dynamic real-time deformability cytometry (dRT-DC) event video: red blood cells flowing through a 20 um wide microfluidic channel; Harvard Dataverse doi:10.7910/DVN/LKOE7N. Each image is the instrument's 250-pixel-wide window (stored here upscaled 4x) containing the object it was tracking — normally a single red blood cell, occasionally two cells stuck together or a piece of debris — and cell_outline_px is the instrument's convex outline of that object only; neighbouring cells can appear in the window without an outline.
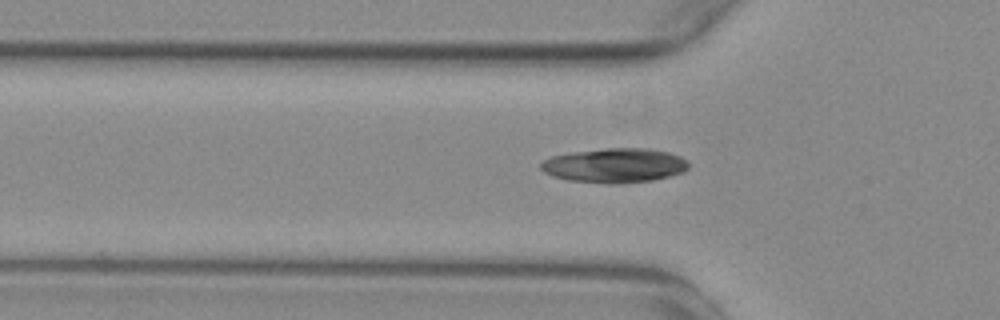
{"species": "common noctule bat (a hibernating species)", "species_latin": "Nyctalus noctula", "temperature_condition": "warm", "stored_images_in_passage": 34, "camera_frame_rate_fps": 3000, "um_per_image_px": 0.085, "animal": {"sex": "female", "body_mass_g": 29.2, "forearm_length_mm": 56.3}, "frame": {"image": 1, "passage_image": 2, "time_ms": 0.333, "image_size_px": [1000, 320], "cell_outline_px": [[688, 168], [684, 172], [652, 180], [620, 184], [608, 184], [568, 180], [552, 176], [544, 172], [540, 168], [540, 164], [544, 160], [552, 156], [572, 152], [604, 148], [648, 148], [668, 152], [680, 156], [688, 160]], "centroid_in_image_um": [52.25, 14.06], "position_along_channel_um": 73.6, "area_um2": 29.82}}
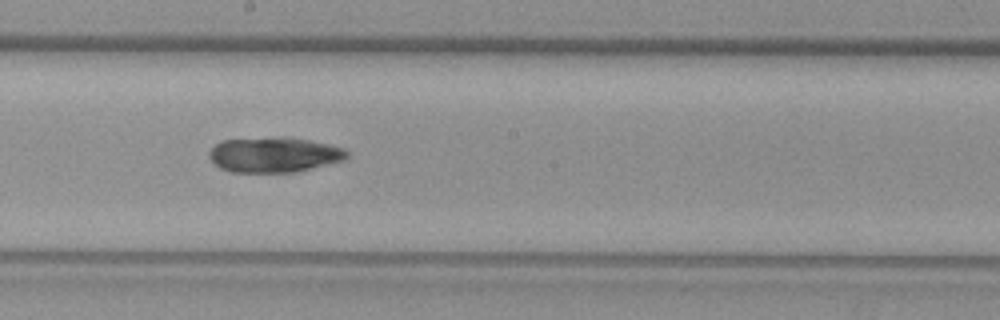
{"frame": {"image": 2, "passage_image": 14, "time_ms": 4.333, "image_size_px": [1000, 320], "cell_outline_px": [[348, 156], [344, 160], [296, 172], [232, 172], [220, 168], [208, 156], [208, 152], [220, 140], [276, 136], [284, 136], [308, 140], [328, 144], [344, 148], [348, 152]], "centroid_in_image_um": [23.28, 13.14], "position_along_channel_um": 224.9, "area_um2": 28.44}}
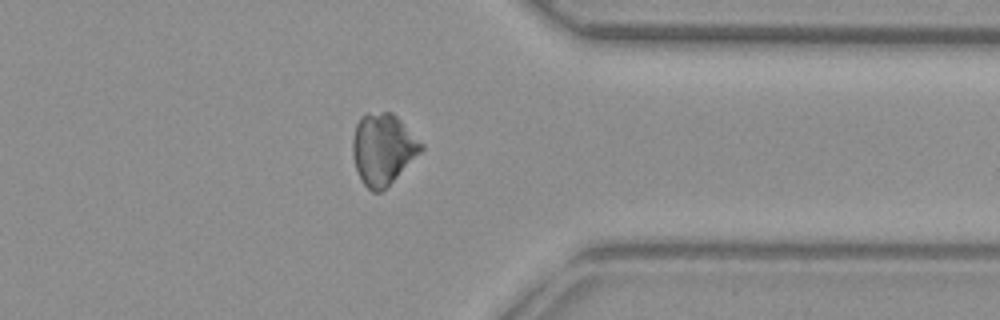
{"frame": {"image": 3, "passage_image": 27, "time_ms": 8.667, "image_size_px": [1000, 320], "cell_outline_px": [[424, 148], [380, 192], [372, 192], [360, 180], [352, 156], [352, 136], [356, 124], [360, 116], [368, 112], [392, 112], [424, 144]], "centroid_in_image_um": [32.5, 12.63], "position_along_channel_um": 378.9, "area_um2": 28.15}, "authors_computed_cell_mechanics": {"area_um2": 28.4954, "velocity_mm_per_s": 3.7665, "shape_relaxation_time_tau1_ms": null, "shape_relaxation_time_tau2_ms": 7.8273, "deformation_change_tau1": null, "deformation_change_tau2": 0.1584}}